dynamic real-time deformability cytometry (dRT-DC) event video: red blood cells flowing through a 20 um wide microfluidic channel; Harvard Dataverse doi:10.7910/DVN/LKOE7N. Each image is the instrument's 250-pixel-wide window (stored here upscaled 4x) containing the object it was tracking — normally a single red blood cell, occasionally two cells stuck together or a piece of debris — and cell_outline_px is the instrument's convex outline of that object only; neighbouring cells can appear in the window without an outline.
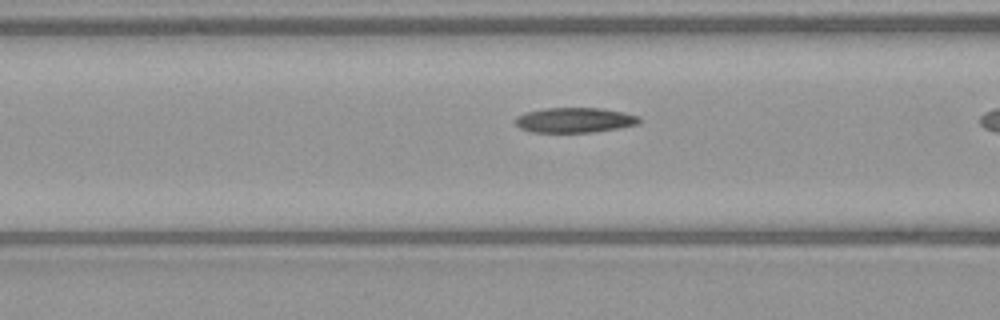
{"species": "common noctule bat (a hibernating species)", "species_latin": "Nyctalus noctula", "temperature_condition": "warm", "stored_images_in_passage": 20, "camera_frame_rate_fps": 3000, "um_per_image_px": 0.085, "animal": {"sex": "female", "body_mass_g": 21.9}, "frame": {"image": 1, "passage_image": 15, "time_ms": 4.667, "image_size_px": [1000, 320], "cell_outline_px": [[644, 120], [640, 124], [620, 128], [592, 132], [532, 132], [520, 128], [512, 120], [516, 116], [524, 112], [544, 108], [600, 108], [624, 112], [640, 116]], "centroid_in_image_um": [48.87, 10.2], "position_along_channel_um": 117.7, "area_um2": 18.44}}
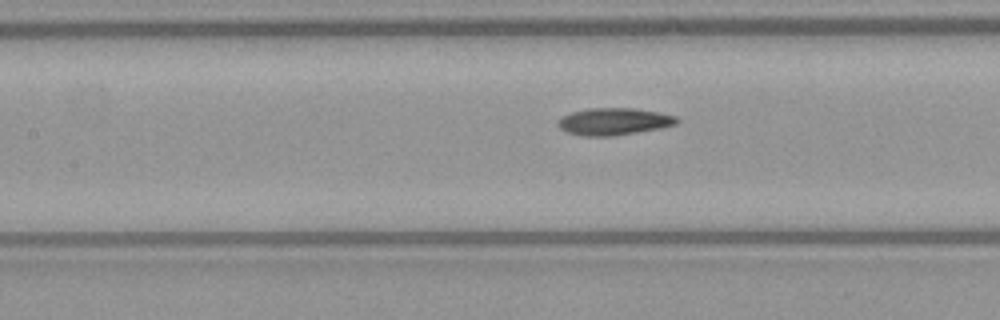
{"frame": {"image": 2, "passage_image": 18, "time_ms": 5.667, "image_size_px": [1000, 320], "cell_outline_px": [[680, 120], [676, 124], [660, 128], [612, 136], [584, 136], [564, 132], [556, 124], [556, 120], [560, 116], [572, 112], [588, 108], [632, 108], [660, 112], [676, 116]], "centroid_in_image_um": [52.13, 10.32], "position_along_channel_um": 155.3, "area_um2": 18.96}}